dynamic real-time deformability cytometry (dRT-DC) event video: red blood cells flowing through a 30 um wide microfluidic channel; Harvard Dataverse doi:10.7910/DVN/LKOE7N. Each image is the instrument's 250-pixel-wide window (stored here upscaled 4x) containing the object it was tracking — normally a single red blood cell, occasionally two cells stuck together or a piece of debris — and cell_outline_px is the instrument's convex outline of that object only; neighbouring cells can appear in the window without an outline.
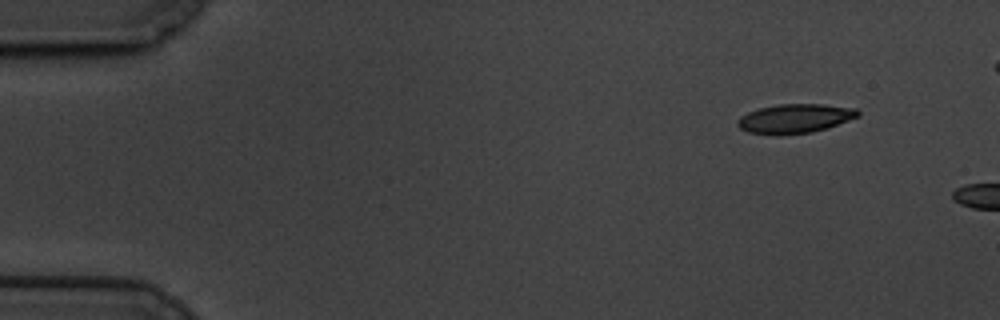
{"species": "common noctule bat (a hibernating species)", "species_latin": "Nyctalus noctula", "temperature_condition": "cold", "stored_images_in_passage": 5, "camera_frame_rate_fps": 3000, "um_per_image_px": 0.085, "animal": {"sex": "male", "body_mass_g": 19.5, "forearm_length_mm": 54.6}, "frame": {"image": 1, "passage_image": 1, "time_ms": 0.0, "image_size_px": [1000, 320], "cell_outline_px": [[860, 116], [828, 128], [812, 132], [780, 136], [776, 136], [748, 132], [740, 128], [736, 124], [740, 116], [748, 112], [760, 108], [776, 104], [824, 104], [856, 108], [860, 112]], "centroid_in_image_um": [67.57, 10.09], "position_along_channel_um": 17.4, "area_um2": 20.81}}